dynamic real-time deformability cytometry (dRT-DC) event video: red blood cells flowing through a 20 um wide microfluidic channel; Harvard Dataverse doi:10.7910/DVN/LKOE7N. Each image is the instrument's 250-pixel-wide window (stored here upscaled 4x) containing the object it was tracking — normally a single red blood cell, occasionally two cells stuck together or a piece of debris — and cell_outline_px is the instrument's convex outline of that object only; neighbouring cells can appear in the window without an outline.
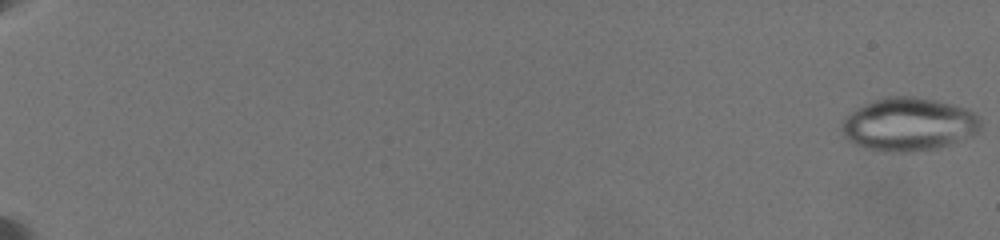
{"species": "common noctule bat (a hibernating species)", "species_latin": "Nyctalus noctula", "temperature_condition": "warm", "stored_images_in_passage": 17, "camera_frame_rate_fps": 3000, "um_per_image_px": 0.085, "animal": {"sex": "female", "body_mass_g": 19.5, "forearm_length_mm": 54.1}, "frame": {"image": 1, "passage_image": 1, "time_ms": 0.0, "image_size_px": [1000, 240], "cell_outline_px": [[980, 128], [972, 136], [936, 148], [904, 152], [884, 152], [864, 148], [848, 140], [844, 136], [840, 128], [840, 124], [856, 108], [872, 100], [888, 96], [912, 96], [936, 100], [952, 104], [964, 108], [980, 116]], "centroid_in_image_um": [77.21, 10.56], "position_along_channel_um": 7.8, "area_um2": 43.0}}